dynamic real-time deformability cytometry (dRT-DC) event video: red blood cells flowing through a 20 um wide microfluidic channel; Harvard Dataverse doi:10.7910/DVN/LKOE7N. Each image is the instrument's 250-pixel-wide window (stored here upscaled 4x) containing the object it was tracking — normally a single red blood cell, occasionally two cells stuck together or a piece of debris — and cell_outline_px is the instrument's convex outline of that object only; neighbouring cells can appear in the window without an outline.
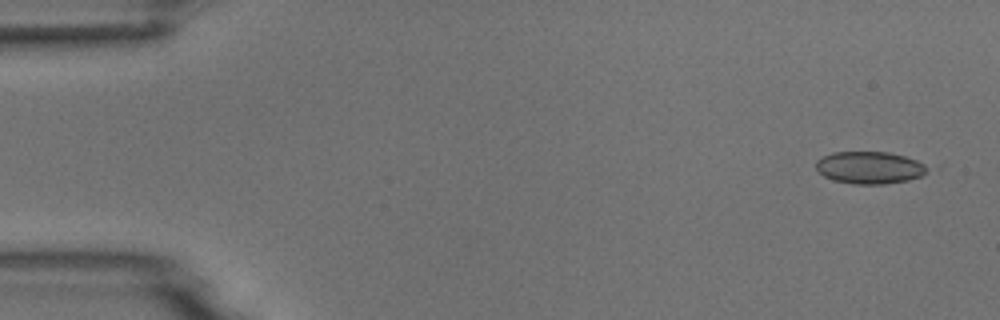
{"species": "common noctule bat (a hibernating species)", "species_latin": "Nyctalus noctula", "temperature_condition": "room temperature", "stored_images_in_passage": 5, "camera_frame_rate_fps": 3000, "um_per_image_px": 0.085, "animal": {"sex": "male", "body_mass_g": 18.8}, "frame": {"image": 1, "passage_image": 1, "time_ms": 0.0, "image_size_px": [1000, 320], "cell_outline_px": [[924, 172], [920, 176], [908, 180], [884, 184], [852, 184], [832, 180], [824, 176], [816, 168], [816, 160], [832, 152], [888, 152], [904, 156], [916, 160], [924, 164]], "centroid_in_image_um": [73.85, 14.25], "position_along_channel_um": 11.1, "area_um2": 20.69}}